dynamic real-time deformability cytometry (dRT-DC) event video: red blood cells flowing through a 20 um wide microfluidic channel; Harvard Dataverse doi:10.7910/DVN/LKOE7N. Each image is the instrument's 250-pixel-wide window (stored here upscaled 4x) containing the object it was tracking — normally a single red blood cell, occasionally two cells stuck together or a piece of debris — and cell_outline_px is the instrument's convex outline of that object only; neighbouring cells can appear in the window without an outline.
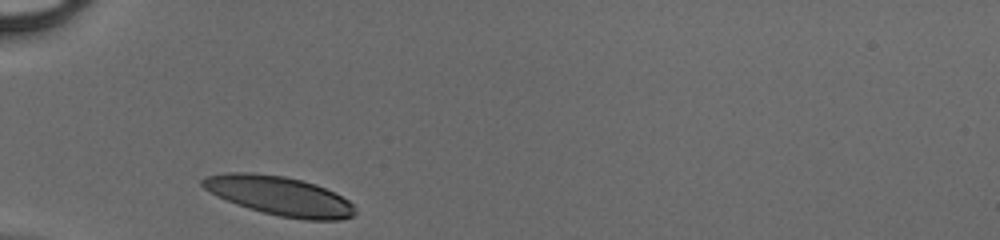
{"species": "human", "species_latin": "Homo sapiens", "temperature_condition": "cold", "stored_images_in_passage": 25, "camera_frame_rate_fps": 3000, "um_per_image_px": 0.085, "donor": {"sex": "male"}, "frame": {"image": 1, "passage_image": 1, "time_ms": 0.0, "image_size_px": [1000, 240], "cell_outline_px": [[356, 212], [352, 216], [340, 220], [304, 220], [280, 216], [248, 208], [236, 204], [216, 196], [204, 188], [200, 184], [200, 180], [204, 176], [224, 172], [252, 172], [284, 176], [316, 184], [348, 200], [356, 208]], "centroid_in_image_um": [23.71, 16.64], "position_along_channel_um": 61.3, "area_um2": 34.8}}
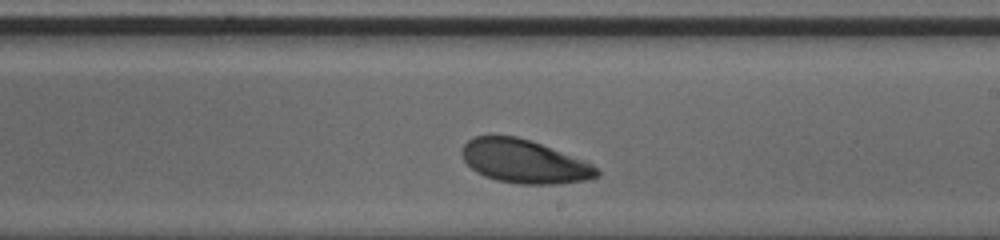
{"frame": {"image": 2, "passage_image": 15, "time_ms": 4.667, "image_size_px": [1000, 240], "cell_outline_px": [[600, 176], [588, 180], [560, 184], [520, 184], [496, 180], [484, 176], [476, 172], [464, 160], [460, 152], [460, 148], [468, 140], [476, 136], [516, 136], [540, 144], [592, 164], [600, 168]], "centroid_in_image_um": [44.55, 13.74], "position_along_channel_um": 244.4, "area_um2": 34.04}}
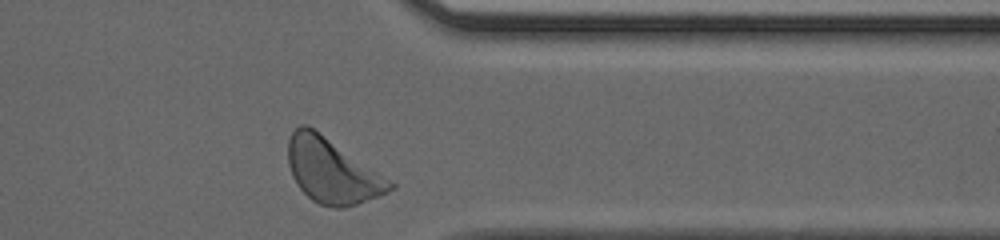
{"frame": {"image": 3, "passage_image": 25, "time_ms": 8.0, "image_size_px": [1000, 240], "cell_outline_px": [[396, 188], [356, 204], [344, 208], [332, 208], [320, 204], [312, 200], [296, 184], [292, 176], [288, 164], [288, 140], [292, 132], [300, 124], [308, 124], [396, 184]], "centroid_in_image_um": [28.19, 14.52], "position_along_channel_um": 383.2, "area_um2": 37.97}}